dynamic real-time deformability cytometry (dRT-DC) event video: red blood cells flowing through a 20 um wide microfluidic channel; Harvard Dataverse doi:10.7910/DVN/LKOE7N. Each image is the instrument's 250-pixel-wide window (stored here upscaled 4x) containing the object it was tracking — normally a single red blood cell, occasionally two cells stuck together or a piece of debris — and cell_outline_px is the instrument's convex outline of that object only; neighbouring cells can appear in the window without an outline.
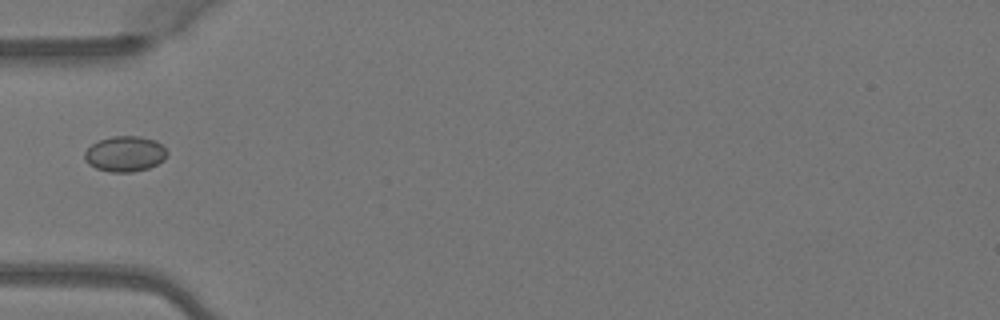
{"species": "Egyptian fruit bat (a non-hibernating species)", "species_latin": "Rousettus aegyptiacus", "temperature_condition": "warm", "stored_images_in_passage": 1, "camera_frame_rate_fps": 3000, "um_per_image_px": 0.085, "animal": {"sex": "female"}, "frame": {"image": 1, "passage_image": 1, "time_ms": 0.0, "image_size_px": [1000, 320], "cell_outline_px": [[168, 152], [164, 160], [148, 168], [132, 172], [108, 172], [96, 168], [88, 164], [84, 160], [84, 152], [92, 144], [100, 140], [112, 136], [140, 136], [156, 140]], "centroid_in_image_um": [10.61, 13.08], "position_along_channel_um": 74.4, "area_um2": 17.11}}